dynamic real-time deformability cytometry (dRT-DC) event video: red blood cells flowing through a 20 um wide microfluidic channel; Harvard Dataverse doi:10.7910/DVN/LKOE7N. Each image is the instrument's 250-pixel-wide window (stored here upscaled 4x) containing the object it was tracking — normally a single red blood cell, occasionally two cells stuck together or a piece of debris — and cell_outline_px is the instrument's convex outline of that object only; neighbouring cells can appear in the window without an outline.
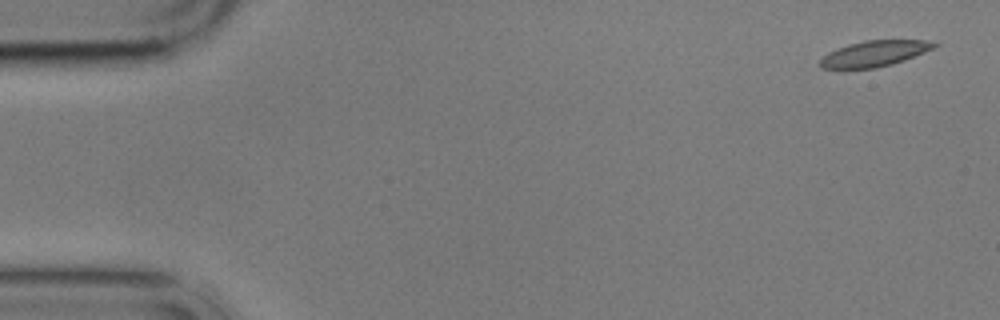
{"species": "common noctule bat (a hibernating species)", "species_latin": "Nyctalus noctula", "temperature_condition": "cold", "stored_images_in_passage": 8, "camera_frame_rate_fps": 3000, "um_per_image_px": 0.085, "animal": {"sex": "male", "body_mass_g": 17.9}, "frame": {"image": 1, "passage_image": 1, "time_ms": 0.0, "image_size_px": [1000, 320], "cell_outline_px": [[940, 44], [924, 52], [904, 60], [892, 64], [876, 68], [824, 68], [820, 64], [820, 60], [828, 52], [836, 48], [848, 44], [864, 40], [924, 40]], "centroid_in_image_um": [74.32, 4.54], "position_along_channel_um": 10.7, "area_um2": 16.94}}
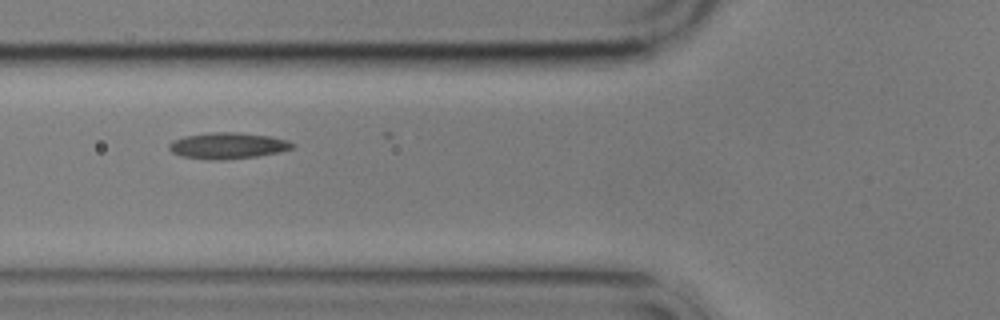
{"frame": {"image": 2, "passage_image": 5, "time_ms": 6.333, "image_size_px": [1000, 320], "cell_outline_px": [[296, 148], [280, 152], [256, 156], [220, 160], [212, 160], [180, 156], [172, 152], [168, 148], [168, 144], [172, 140], [184, 136], [216, 132], [236, 132], [272, 136], [288, 140], [296, 144]], "centroid_in_image_um": [19.39, 12.38], "position_along_channel_um": 106.4, "area_um2": 19.02}}
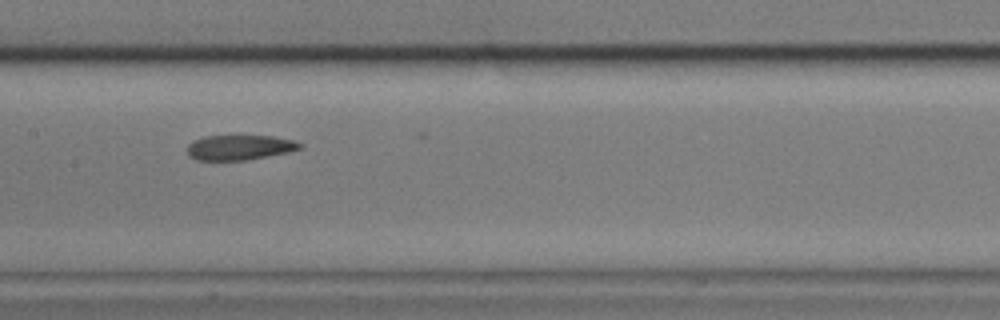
{"frame": {"image": 3, "passage_image": 7, "time_ms": 8.667, "image_size_px": [1000, 320], "cell_outline_px": [[304, 148], [288, 152], [248, 160], [196, 160], [188, 156], [188, 144], [192, 140], [204, 136], [236, 132], [272, 136], [296, 140], [304, 144]], "centroid_in_image_um": [20.39, 12.47], "position_along_channel_um": 187.0, "area_um2": 17.63}}